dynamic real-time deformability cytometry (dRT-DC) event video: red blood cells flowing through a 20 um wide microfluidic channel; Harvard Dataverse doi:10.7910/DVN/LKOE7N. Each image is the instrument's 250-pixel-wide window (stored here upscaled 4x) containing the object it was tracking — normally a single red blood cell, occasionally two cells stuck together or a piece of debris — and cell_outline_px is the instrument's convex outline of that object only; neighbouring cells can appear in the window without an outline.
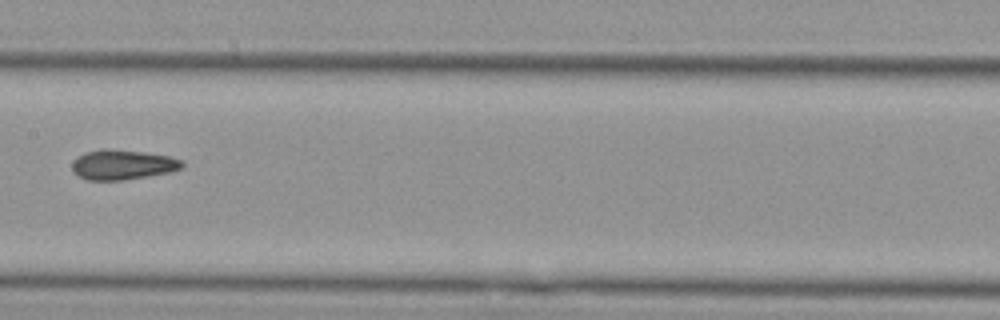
{"species": "Egyptian fruit bat (a non-hibernating species)", "species_latin": "Rousettus aegyptiacus", "temperature_condition": "cold", "stored_images_in_passage": 12, "camera_frame_rate_fps": 3000, "um_per_image_px": 0.085, "animal": {"sex": "female"}, "frame": {"image": 1, "passage_image": 5, "time_ms": 1.333, "image_size_px": [1000, 320], "cell_outline_px": [[184, 168], [172, 172], [124, 180], [88, 180], [76, 176], [72, 172], [72, 160], [84, 152], [100, 148], [108, 148], [144, 152], [168, 156], [184, 160]], "centroid_in_image_um": [10.41, 13.99], "position_along_channel_um": 197.0, "area_um2": 19.65}}